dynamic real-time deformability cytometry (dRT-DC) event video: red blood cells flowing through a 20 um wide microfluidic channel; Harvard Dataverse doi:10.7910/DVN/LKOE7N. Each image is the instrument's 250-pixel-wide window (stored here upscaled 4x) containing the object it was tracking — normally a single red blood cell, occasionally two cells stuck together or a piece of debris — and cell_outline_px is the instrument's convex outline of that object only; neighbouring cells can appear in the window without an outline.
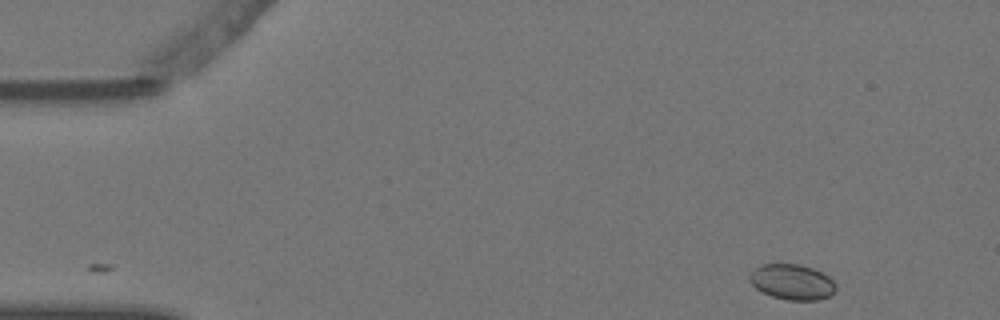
{"species": "Egyptian fruit bat (a non-hibernating species)", "species_latin": "Rousettus aegyptiacus", "temperature_condition": "warm", "stored_images_in_passage": 9, "camera_frame_rate_fps": 3000, "um_per_image_px": 0.085, "animal": {"sex": "female"}, "frame": {"image": 1, "passage_image": 1, "time_ms": 0.0, "image_size_px": [1000, 320], "cell_outline_px": [[836, 292], [832, 296], [816, 300], [788, 300], [772, 296], [756, 288], [748, 280], [748, 276], [756, 268], [764, 264], [800, 264], [812, 268], [828, 276], [836, 284]], "centroid_in_image_um": [67.36, 23.97], "position_along_channel_um": 17.6, "area_um2": 17.8}}
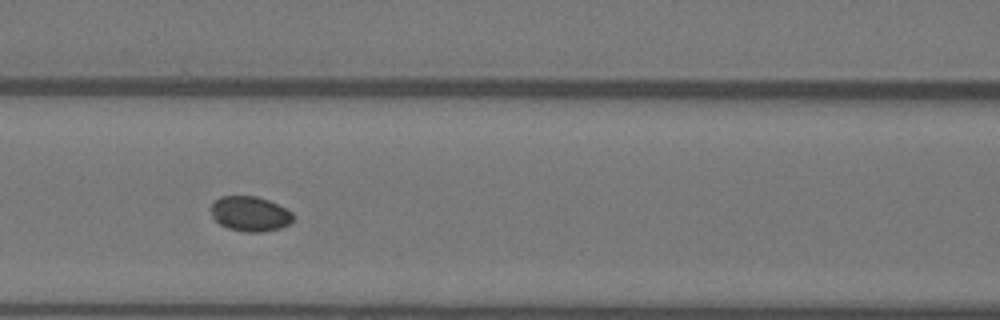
{"frame": {"image": 2, "passage_image": 6, "time_ms": 1.667, "image_size_px": [1000, 320], "cell_outline_px": [[292, 220], [288, 224], [280, 228], [260, 232], [244, 232], [228, 228], [220, 224], [212, 216], [208, 208], [220, 196], [256, 196], [268, 200], [292, 212]], "centroid_in_image_um": [21.2, 18.17], "position_along_channel_um": 145.4, "area_um2": 16.65}}
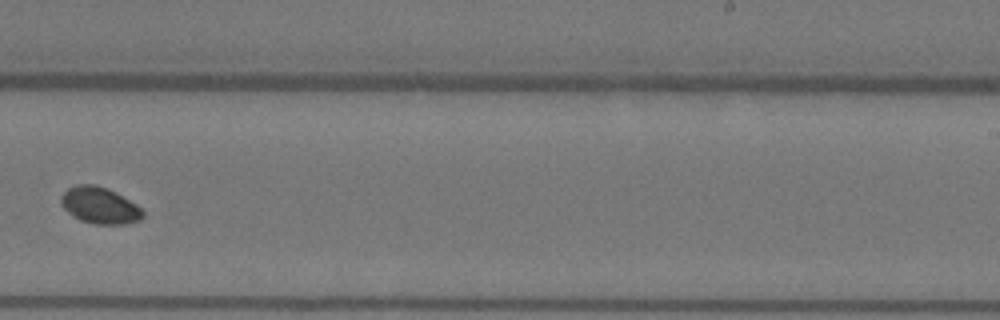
{"frame": {"image": 3, "passage_image": 9, "time_ms": 2.667, "image_size_px": [1000, 320], "cell_outline_px": [[144, 216], [140, 220], [124, 224], [96, 224], [80, 220], [72, 216], [60, 204], [60, 196], [68, 188], [76, 184], [96, 184], [108, 188], [116, 192], [136, 204], [144, 212]], "centroid_in_image_um": [8.46, 17.45], "position_along_channel_um": 280.5, "area_um2": 17.57}}